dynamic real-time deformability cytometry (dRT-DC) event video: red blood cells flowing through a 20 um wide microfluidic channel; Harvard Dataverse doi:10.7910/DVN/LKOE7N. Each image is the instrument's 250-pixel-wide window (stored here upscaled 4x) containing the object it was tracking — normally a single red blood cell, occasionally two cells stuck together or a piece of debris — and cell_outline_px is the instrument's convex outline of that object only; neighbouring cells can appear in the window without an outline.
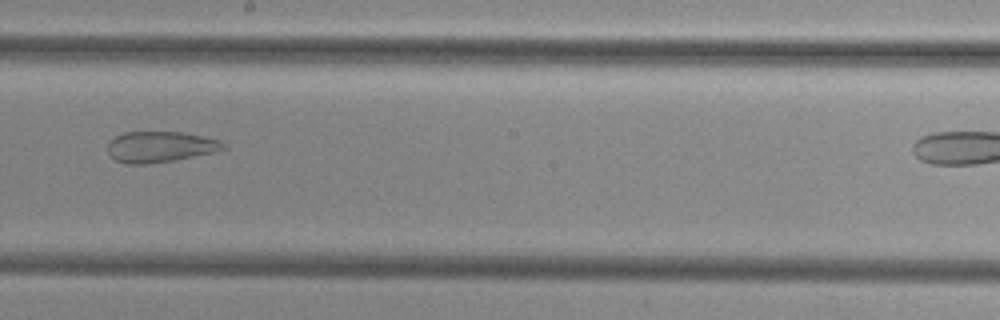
{"species": "common noctule bat (a hibernating species)", "species_latin": "Nyctalus noctula", "temperature_condition": "cold", "stored_images_in_passage": 37, "camera_frame_rate_fps": 3000, "um_per_image_px": 0.085, "animal": {"sex": "female", "body_mass_g": 29.2, "forearm_length_mm": 56.3}, "frame": {"image": 1, "passage_image": 24, "time_ms": 7.667, "image_size_px": [1000, 320], "cell_outline_px": [[228, 148], [216, 152], [172, 160], [148, 164], [124, 164], [116, 160], [108, 152], [108, 140], [124, 132], [180, 132], [204, 136], [220, 140], [228, 144]], "centroid_in_image_um": [13.65, 12.47], "position_along_channel_um": 234.6, "area_um2": 20.98}}
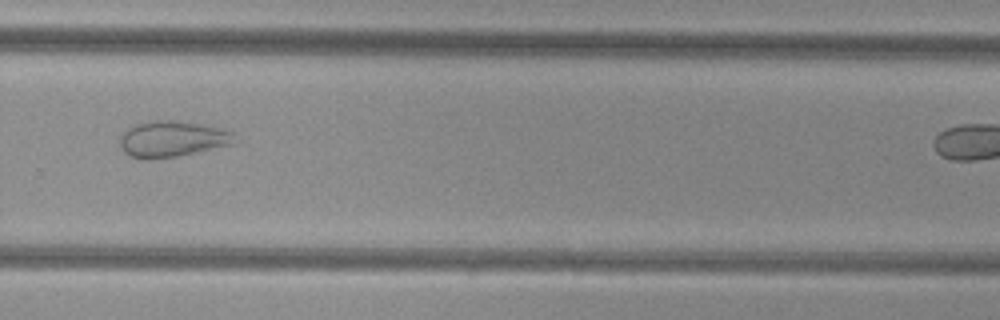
{"frame": {"image": 2, "passage_image": 30, "time_ms": 9.667, "image_size_px": [1000, 320], "cell_outline_px": [[236, 144], [176, 156], [144, 160], [140, 160], [128, 156], [124, 152], [120, 144], [120, 136], [128, 128], [136, 124], [156, 120], [176, 120], [208, 124], [236, 132]], "centroid_in_image_um": [14.7, 11.81], "position_along_channel_um": 315.1, "area_um2": 24.62}}
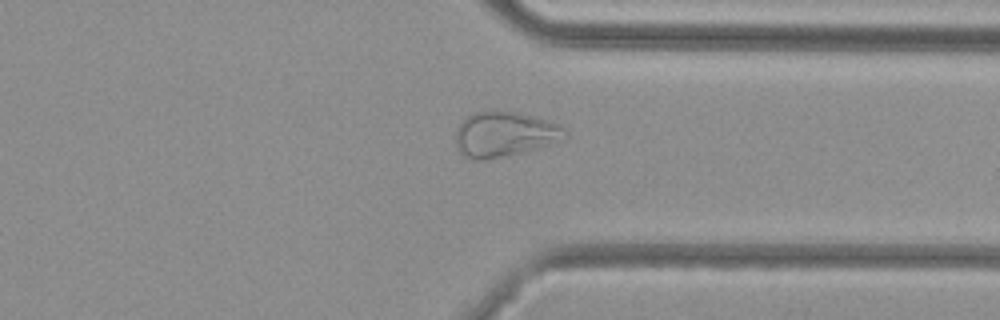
{"frame": {"image": 3, "passage_image": 34, "time_ms": 11.0, "image_size_px": [1000, 320], "cell_outline_px": [[568, 136], [520, 152], [488, 160], [476, 160], [460, 152], [456, 144], [456, 128], [464, 116], [472, 112], [516, 112], [548, 120], [560, 124], [568, 132]], "centroid_in_image_um": [42.83, 11.39], "position_along_channel_um": 368.6, "area_um2": 28.15}}